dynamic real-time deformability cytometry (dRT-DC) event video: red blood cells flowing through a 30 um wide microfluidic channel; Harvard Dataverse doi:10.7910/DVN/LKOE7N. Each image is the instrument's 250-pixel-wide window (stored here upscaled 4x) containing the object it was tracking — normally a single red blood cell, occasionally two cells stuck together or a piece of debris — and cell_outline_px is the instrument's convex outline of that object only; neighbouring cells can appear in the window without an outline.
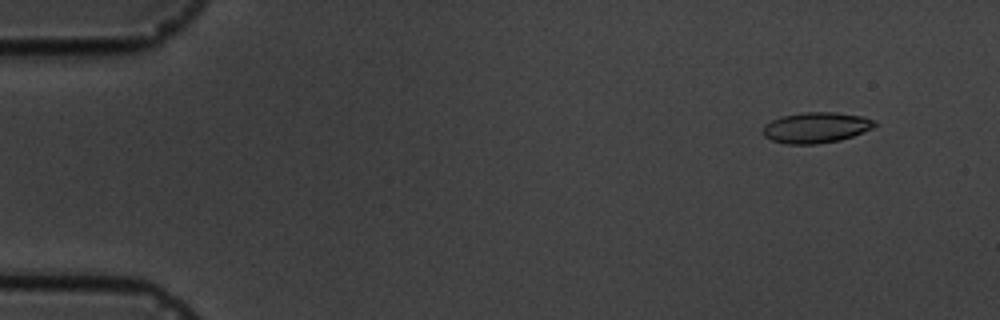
{"species": "common noctule bat (a hibernating species)", "species_latin": "Nyctalus noctula", "temperature_condition": "cold", "stored_images_in_passage": 5, "camera_frame_rate_fps": 3000, "um_per_image_px": 0.085, "animal": {"sex": "male", "body_mass_g": 19.5, "forearm_length_mm": 54.6}, "frame": {"image": 1, "passage_image": 2, "time_ms": 1.333, "image_size_px": [1000, 320], "cell_outline_px": [[876, 128], [840, 140], [816, 144], [788, 144], [772, 140], [764, 136], [760, 132], [764, 124], [772, 120], [784, 116], [804, 112], [836, 112], [864, 116], [872, 120], [876, 124]], "centroid_in_image_um": [69.36, 10.84], "position_along_channel_um": 15.6, "area_um2": 20.11}}
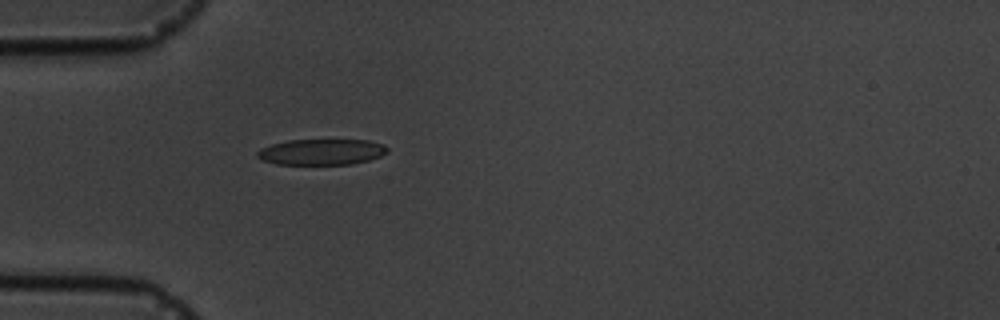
{"frame": {"image": 2, "passage_image": 5, "time_ms": 5.333, "image_size_px": [1000, 320], "cell_outline_px": [[388, 152], [380, 156], [368, 160], [352, 164], [276, 164], [264, 160], [256, 156], [256, 152], [260, 148], [272, 144], [288, 140], [368, 140], [384, 144], [388, 148]], "centroid_in_image_um": [27.34, 12.91], "position_along_channel_um": 57.7, "area_um2": 19.59}}